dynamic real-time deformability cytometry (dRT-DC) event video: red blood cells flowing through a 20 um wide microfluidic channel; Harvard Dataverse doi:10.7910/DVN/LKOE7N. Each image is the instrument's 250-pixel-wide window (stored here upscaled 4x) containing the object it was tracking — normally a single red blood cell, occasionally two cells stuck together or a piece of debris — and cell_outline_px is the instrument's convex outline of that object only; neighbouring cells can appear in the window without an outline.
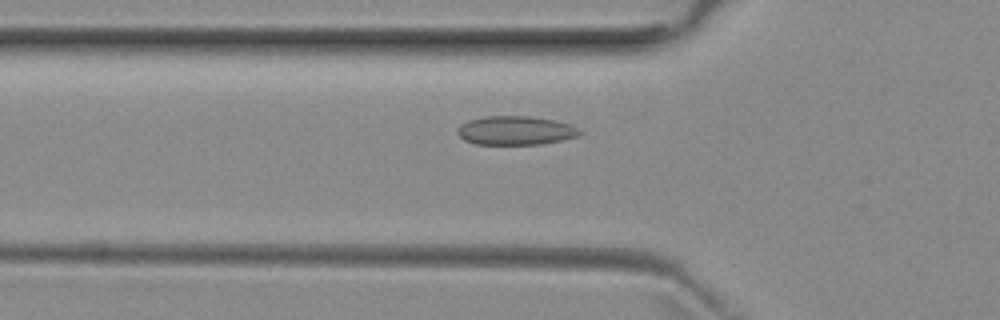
{"species": "common noctule bat (a hibernating species)", "species_latin": "Nyctalus noctula", "temperature_condition": "room temperature", "stored_images_in_passage": 49, "camera_frame_rate_fps": 3000, "um_per_image_px": 0.085, "animal": {"sex": "female", "body_mass_g": 29.2, "forearm_length_mm": 56.3}, "frame": {"image": 1, "passage_image": 14, "time_ms": 4.333, "image_size_px": [1000, 320], "cell_outline_px": [[584, 132], [580, 136], [540, 144], [476, 144], [464, 140], [456, 132], [456, 128], [460, 124], [468, 120], [488, 116], [528, 116], [556, 120], [580, 128]], "centroid_in_image_um": [43.83, 11.09], "position_along_channel_um": 82.0, "area_um2": 20.69}}
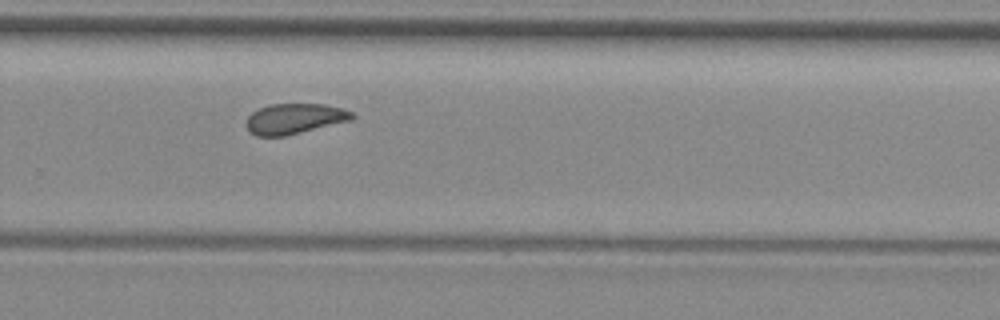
{"frame": {"image": 2, "passage_image": 31, "time_ms": 10.0, "image_size_px": [1000, 320], "cell_outline_px": [[356, 116], [352, 120], [284, 136], [256, 136], [248, 132], [248, 116], [252, 112], [268, 104], [324, 104], [344, 108], [352, 112]], "centroid_in_image_um": [25.06, 10.08], "position_along_channel_um": 304.7, "area_um2": 18.73}}
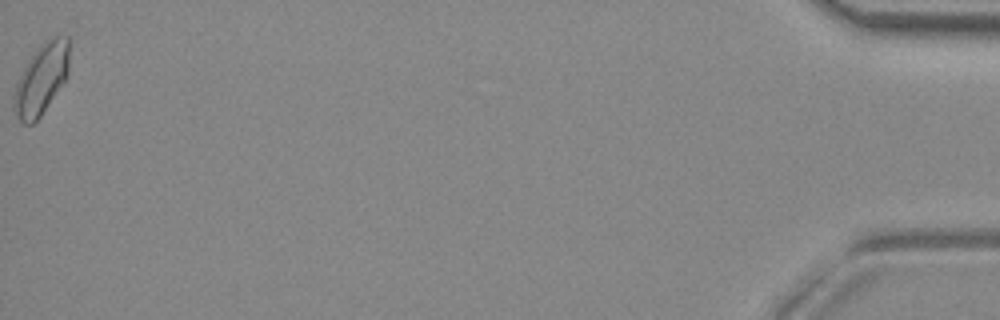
{"frame": {"image": 3, "passage_image": 49, "time_ms": 16.0, "image_size_px": [1000, 320], "cell_outline_px": [[68, 72], [64, 80], [40, 116], [32, 124], [24, 124], [20, 120], [12, 108], [12, 96], [16, 84], [28, 60], [36, 48], [44, 40], [52, 36], [68, 36]], "centroid_in_image_um": [3.48, 6.7], "position_along_channel_um": 431.7, "area_um2": 22.54}, "authors_computed_cell_mechanics": {"area_um2": 19.4786, "velocity_mm_per_s": 3.928, "shape_relaxation_time_tau1_ms": null, "shape_relaxation_time_tau2_ms": 1.4164, "deformation_change_tau1": null, "deformation_change_tau2": 0.0574}}